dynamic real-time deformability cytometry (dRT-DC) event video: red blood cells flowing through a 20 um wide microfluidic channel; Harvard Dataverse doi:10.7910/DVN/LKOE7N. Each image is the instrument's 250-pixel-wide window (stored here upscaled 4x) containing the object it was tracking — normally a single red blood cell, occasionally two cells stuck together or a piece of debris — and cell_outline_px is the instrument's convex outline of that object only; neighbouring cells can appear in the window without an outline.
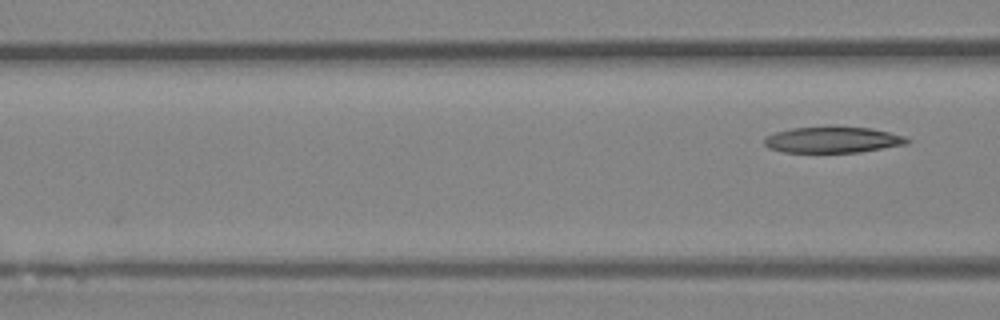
{"species": "Egyptian fruit bat (a non-hibernating species)", "species_latin": "Rousettus aegyptiacus", "temperature_condition": "room temperature", "stored_images_in_passage": 5, "camera_frame_rate_fps": 3000, "um_per_image_px": 0.085, "animal": {"sex": "female"}, "frame": {"image": 1, "passage_image": 5, "time_ms": 4.667, "image_size_px": [1000, 320], "cell_outline_px": [[912, 140], [908, 144], [860, 152], [784, 152], [768, 148], [764, 144], [764, 136], [776, 132], [792, 128], [828, 124], [872, 128], [904, 136]], "centroid_in_image_um": [70.78, 11.84], "position_along_channel_um": 95.8, "area_um2": 22.48}}